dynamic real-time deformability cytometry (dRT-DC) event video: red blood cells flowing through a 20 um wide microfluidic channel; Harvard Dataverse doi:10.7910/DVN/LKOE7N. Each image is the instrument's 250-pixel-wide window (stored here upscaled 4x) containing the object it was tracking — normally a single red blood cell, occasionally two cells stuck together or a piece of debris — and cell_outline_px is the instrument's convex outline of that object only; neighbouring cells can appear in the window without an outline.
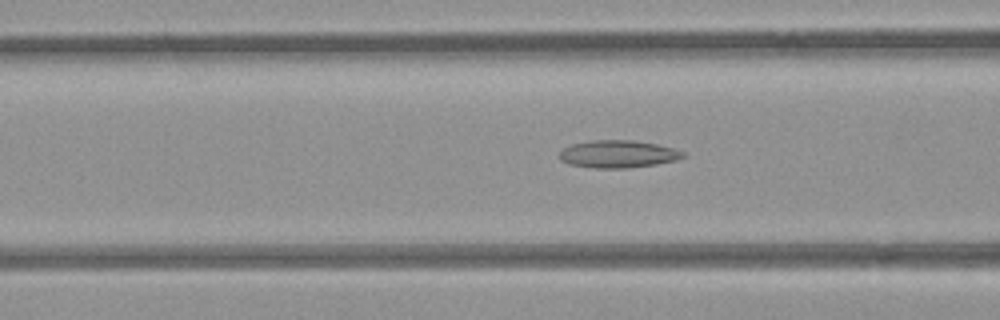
{"species": "common noctule bat (a hibernating species)", "species_latin": "Nyctalus noctula", "temperature_condition": "room temperature", "stored_images_in_passage": 8, "camera_frame_rate_fps": 3000, "um_per_image_px": 0.085, "animal": {"sex": "female", "body_mass_g": 21.9}, "frame": {"image": 1, "passage_image": 7, "time_ms": 2.0, "image_size_px": [1000, 320], "cell_outline_px": [[684, 156], [676, 160], [656, 164], [628, 168], [592, 168], [568, 164], [560, 160], [560, 152], [564, 148], [572, 144], [592, 140], [632, 140], [656, 144], [672, 148], [684, 152]], "centroid_in_image_um": [52.5, 13.1], "position_along_channel_um": 114.1, "area_um2": 19.71}}